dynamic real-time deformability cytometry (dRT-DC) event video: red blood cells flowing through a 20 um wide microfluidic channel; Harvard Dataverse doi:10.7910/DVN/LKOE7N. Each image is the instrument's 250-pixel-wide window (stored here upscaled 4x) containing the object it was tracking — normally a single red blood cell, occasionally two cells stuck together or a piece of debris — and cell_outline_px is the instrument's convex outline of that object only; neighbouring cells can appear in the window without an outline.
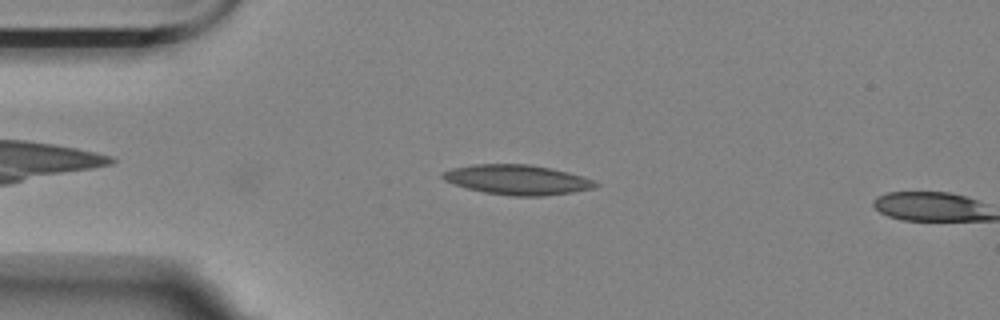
{"species": "Egyptian fruit bat (a non-hibernating species)", "species_latin": "Rousettus aegyptiacus", "temperature_condition": "room temperature", "stored_images_in_passage": 9, "camera_frame_rate_fps": 3000, "um_per_image_px": 0.085, "animal": {"sex": "female"}, "frame": {"image": 1, "passage_image": 9, "time_ms": 2.667, "image_size_px": [1000, 320], "cell_outline_px": [[600, 184], [592, 188], [572, 192], [540, 196], [512, 196], [484, 192], [468, 188], [444, 180], [440, 176], [444, 172], [452, 168], [472, 164], [528, 164], [552, 168], [568, 172], [592, 180]], "centroid_in_image_um": [43.95, 15.27], "position_along_channel_um": 41.1, "area_um2": 26.3}}